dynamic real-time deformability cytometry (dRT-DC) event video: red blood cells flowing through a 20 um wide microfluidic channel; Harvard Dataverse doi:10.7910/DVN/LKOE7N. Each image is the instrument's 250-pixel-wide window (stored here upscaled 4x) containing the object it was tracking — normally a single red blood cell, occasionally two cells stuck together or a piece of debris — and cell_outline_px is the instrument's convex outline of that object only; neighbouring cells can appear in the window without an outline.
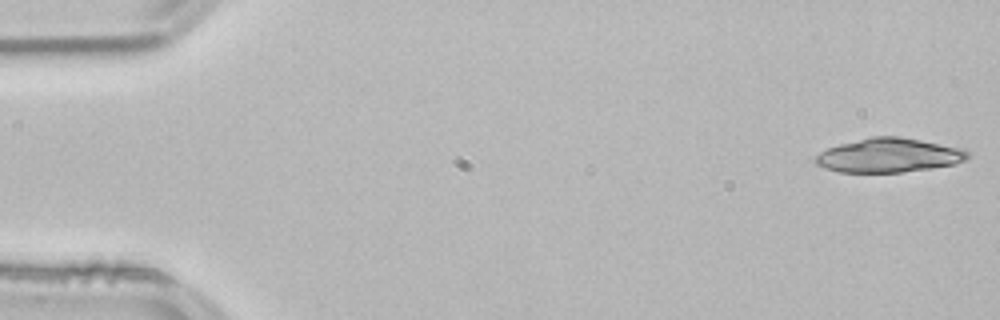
{"species": "common noctule bat (a hibernating species)", "species_latin": "Nyctalus noctula", "temperature_condition": "room temperature", "stored_images_in_passage": 20, "camera_frame_rate_fps": 3000, "um_per_image_px": 0.085, "animal": {"sex": "male", "body_mass_g": 21.5, "forearm_length_mm": 52.0}, "frame": {"image": 1, "passage_image": 1, "time_ms": 0.0, "image_size_px": [1000, 320], "cell_outline_px": [[968, 160], [956, 164], [932, 168], [900, 172], [840, 172], [824, 168], [816, 164], [816, 156], [820, 152], [828, 148], [840, 144], [872, 136], [900, 136], [960, 148], [968, 152]], "centroid_in_image_um": [75.56, 13.21], "position_along_channel_um": 9.4, "area_um2": 30.06}}